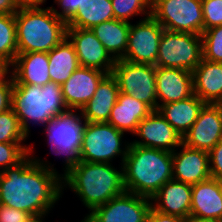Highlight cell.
<instances>
[{
    "mask_svg": "<svg viewBox=\"0 0 222 222\" xmlns=\"http://www.w3.org/2000/svg\"><path fill=\"white\" fill-rule=\"evenodd\" d=\"M29 155L14 167L0 172V204L27 212L48 215L62 198V177L49 161Z\"/></svg>",
    "mask_w": 222,
    "mask_h": 222,
    "instance_id": "cell-1",
    "label": "cell"
},
{
    "mask_svg": "<svg viewBox=\"0 0 222 222\" xmlns=\"http://www.w3.org/2000/svg\"><path fill=\"white\" fill-rule=\"evenodd\" d=\"M122 166L125 191L147 198L173 179L172 152L165 150L130 143Z\"/></svg>",
    "mask_w": 222,
    "mask_h": 222,
    "instance_id": "cell-2",
    "label": "cell"
},
{
    "mask_svg": "<svg viewBox=\"0 0 222 222\" xmlns=\"http://www.w3.org/2000/svg\"><path fill=\"white\" fill-rule=\"evenodd\" d=\"M66 188L80 198L90 213L125 192L123 166L118 170L111 163L81 161L62 177V191Z\"/></svg>",
    "mask_w": 222,
    "mask_h": 222,
    "instance_id": "cell-3",
    "label": "cell"
},
{
    "mask_svg": "<svg viewBox=\"0 0 222 222\" xmlns=\"http://www.w3.org/2000/svg\"><path fill=\"white\" fill-rule=\"evenodd\" d=\"M11 108L27 137L31 123L44 127L46 122L68 110L62 97V87L54 82L43 86L13 85Z\"/></svg>",
    "mask_w": 222,
    "mask_h": 222,
    "instance_id": "cell-4",
    "label": "cell"
},
{
    "mask_svg": "<svg viewBox=\"0 0 222 222\" xmlns=\"http://www.w3.org/2000/svg\"><path fill=\"white\" fill-rule=\"evenodd\" d=\"M15 20L18 54L48 53L67 37V23L50 7L19 9Z\"/></svg>",
    "mask_w": 222,
    "mask_h": 222,
    "instance_id": "cell-5",
    "label": "cell"
},
{
    "mask_svg": "<svg viewBox=\"0 0 222 222\" xmlns=\"http://www.w3.org/2000/svg\"><path fill=\"white\" fill-rule=\"evenodd\" d=\"M85 123L80 110L68 109L44 125L43 133L51 149L49 152L65 159L64 173H61V177L81 162L80 150Z\"/></svg>",
    "mask_w": 222,
    "mask_h": 222,
    "instance_id": "cell-6",
    "label": "cell"
},
{
    "mask_svg": "<svg viewBox=\"0 0 222 222\" xmlns=\"http://www.w3.org/2000/svg\"><path fill=\"white\" fill-rule=\"evenodd\" d=\"M124 132L107 122H86L82 135L80 160L91 163H111L127 155L130 141H123ZM124 143V145L122 144Z\"/></svg>",
    "mask_w": 222,
    "mask_h": 222,
    "instance_id": "cell-7",
    "label": "cell"
},
{
    "mask_svg": "<svg viewBox=\"0 0 222 222\" xmlns=\"http://www.w3.org/2000/svg\"><path fill=\"white\" fill-rule=\"evenodd\" d=\"M203 58L202 36L163 30L155 66L193 71Z\"/></svg>",
    "mask_w": 222,
    "mask_h": 222,
    "instance_id": "cell-8",
    "label": "cell"
},
{
    "mask_svg": "<svg viewBox=\"0 0 222 222\" xmlns=\"http://www.w3.org/2000/svg\"><path fill=\"white\" fill-rule=\"evenodd\" d=\"M151 16L165 30L198 35L204 31L201 0H152Z\"/></svg>",
    "mask_w": 222,
    "mask_h": 222,
    "instance_id": "cell-9",
    "label": "cell"
},
{
    "mask_svg": "<svg viewBox=\"0 0 222 222\" xmlns=\"http://www.w3.org/2000/svg\"><path fill=\"white\" fill-rule=\"evenodd\" d=\"M112 75L116 78L119 92L129 94L157 111L156 66L132 63L122 59L115 61Z\"/></svg>",
    "mask_w": 222,
    "mask_h": 222,
    "instance_id": "cell-10",
    "label": "cell"
},
{
    "mask_svg": "<svg viewBox=\"0 0 222 222\" xmlns=\"http://www.w3.org/2000/svg\"><path fill=\"white\" fill-rule=\"evenodd\" d=\"M151 199L124 192L87 213L82 222H146Z\"/></svg>",
    "mask_w": 222,
    "mask_h": 222,
    "instance_id": "cell-11",
    "label": "cell"
},
{
    "mask_svg": "<svg viewBox=\"0 0 222 222\" xmlns=\"http://www.w3.org/2000/svg\"><path fill=\"white\" fill-rule=\"evenodd\" d=\"M164 28L151 16L130 22L128 45L122 60L155 65Z\"/></svg>",
    "mask_w": 222,
    "mask_h": 222,
    "instance_id": "cell-12",
    "label": "cell"
},
{
    "mask_svg": "<svg viewBox=\"0 0 222 222\" xmlns=\"http://www.w3.org/2000/svg\"><path fill=\"white\" fill-rule=\"evenodd\" d=\"M222 139V104L206 103L182 137L188 147L209 152Z\"/></svg>",
    "mask_w": 222,
    "mask_h": 222,
    "instance_id": "cell-13",
    "label": "cell"
},
{
    "mask_svg": "<svg viewBox=\"0 0 222 222\" xmlns=\"http://www.w3.org/2000/svg\"><path fill=\"white\" fill-rule=\"evenodd\" d=\"M133 135L140 139L131 144L168 152H174L182 144V136L158 111H152L142 119Z\"/></svg>",
    "mask_w": 222,
    "mask_h": 222,
    "instance_id": "cell-14",
    "label": "cell"
},
{
    "mask_svg": "<svg viewBox=\"0 0 222 222\" xmlns=\"http://www.w3.org/2000/svg\"><path fill=\"white\" fill-rule=\"evenodd\" d=\"M67 38L75 48L80 66L112 74L116 60L90 29L67 28Z\"/></svg>",
    "mask_w": 222,
    "mask_h": 222,
    "instance_id": "cell-15",
    "label": "cell"
},
{
    "mask_svg": "<svg viewBox=\"0 0 222 222\" xmlns=\"http://www.w3.org/2000/svg\"><path fill=\"white\" fill-rule=\"evenodd\" d=\"M172 171L173 180L179 182L193 185L206 181L211 178L209 153L182 143L172 152Z\"/></svg>",
    "mask_w": 222,
    "mask_h": 222,
    "instance_id": "cell-16",
    "label": "cell"
},
{
    "mask_svg": "<svg viewBox=\"0 0 222 222\" xmlns=\"http://www.w3.org/2000/svg\"><path fill=\"white\" fill-rule=\"evenodd\" d=\"M106 75L107 73L92 68H77L61 86L66 107L81 110L92 99L98 84Z\"/></svg>",
    "mask_w": 222,
    "mask_h": 222,
    "instance_id": "cell-17",
    "label": "cell"
},
{
    "mask_svg": "<svg viewBox=\"0 0 222 222\" xmlns=\"http://www.w3.org/2000/svg\"><path fill=\"white\" fill-rule=\"evenodd\" d=\"M156 94L158 107L189 98L194 94L192 72L180 68L156 67Z\"/></svg>",
    "mask_w": 222,
    "mask_h": 222,
    "instance_id": "cell-18",
    "label": "cell"
},
{
    "mask_svg": "<svg viewBox=\"0 0 222 222\" xmlns=\"http://www.w3.org/2000/svg\"><path fill=\"white\" fill-rule=\"evenodd\" d=\"M190 215L222 222V181L210 178L192 185Z\"/></svg>",
    "mask_w": 222,
    "mask_h": 222,
    "instance_id": "cell-19",
    "label": "cell"
},
{
    "mask_svg": "<svg viewBox=\"0 0 222 222\" xmlns=\"http://www.w3.org/2000/svg\"><path fill=\"white\" fill-rule=\"evenodd\" d=\"M192 185L176 180L165 183L151 199V207L161 213L190 216Z\"/></svg>",
    "mask_w": 222,
    "mask_h": 222,
    "instance_id": "cell-20",
    "label": "cell"
},
{
    "mask_svg": "<svg viewBox=\"0 0 222 222\" xmlns=\"http://www.w3.org/2000/svg\"><path fill=\"white\" fill-rule=\"evenodd\" d=\"M13 85L43 86L51 82L47 52L17 54L11 65Z\"/></svg>",
    "mask_w": 222,
    "mask_h": 222,
    "instance_id": "cell-21",
    "label": "cell"
},
{
    "mask_svg": "<svg viewBox=\"0 0 222 222\" xmlns=\"http://www.w3.org/2000/svg\"><path fill=\"white\" fill-rule=\"evenodd\" d=\"M119 86L112 74H107L98 84L88 103L80 110L86 122H108L117 101Z\"/></svg>",
    "mask_w": 222,
    "mask_h": 222,
    "instance_id": "cell-22",
    "label": "cell"
},
{
    "mask_svg": "<svg viewBox=\"0 0 222 222\" xmlns=\"http://www.w3.org/2000/svg\"><path fill=\"white\" fill-rule=\"evenodd\" d=\"M193 93L205 103H222V63L202 58L192 71Z\"/></svg>",
    "mask_w": 222,
    "mask_h": 222,
    "instance_id": "cell-23",
    "label": "cell"
},
{
    "mask_svg": "<svg viewBox=\"0 0 222 222\" xmlns=\"http://www.w3.org/2000/svg\"><path fill=\"white\" fill-rule=\"evenodd\" d=\"M152 111L144 102L119 92L107 123L124 133L134 134L140 121Z\"/></svg>",
    "mask_w": 222,
    "mask_h": 222,
    "instance_id": "cell-24",
    "label": "cell"
},
{
    "mask_svg": "<svg viewBox=\"0 0 222 222\" xmlns=\"http://www.w3.org/2000/svg\"><path fill=\"white\" fill-rule=\"evenodd\" d=\"M206 103L195 94L181 101L160 105L157 111L183 137L197 120Z\"/></svg>",
    "mask_w": 222,
    "mask_h": 222,
    "instance_id": "cell-25",
    "label": "cell"
},
{
    "mask_svg": "<svg viewBox=\"0 0 222 222\" xmlns=\"http://www.w3.org/2000/svg\"><path fill=\"white\" fill-rule=\"evenodd\" d=\"M115 59H122L128 45L130 23L112 19L104 21L90 29Z\"/></svg>",
    "mask_w": 222,
    "mask_h": 222,
    "instance_id": "cell-26",
    "label": "cell"
},
{
    "mask_svg": "<svg viewBox=\"0 0 222 222\" xmlns=\"http://www.w3.org/2000/svg\"><path fill=\"white\" fill-rule=\"evenodd\" d=\"M48 60L51 82L61 86L80 67L75 48L67 37L48 52Z\"/></svg>",
    "mask_w": 222,
    "mask_h": 222,
    "instance_id": "cell-27",
    "label": "cell"
},
{
    "mask_svg": "<svg viewBox=\"0 0 222 222\" xmlns=\"http://www.w3.org/2000/svg\"><path fill=\"white\" fill-rule=\"evenodd\" d=\"M112 19L115 16L111 0H84L81 8L67 22V28L91 29Z\"/></svg>",
    "mask_w": 222,
    "mask_h": 222,
    "instance_id": "cell-28",
    "label": "cell"
},
{
    "mask_svg": "<svg viewBox=\"0 0 222 222\" xmlns=\"http://www.w3.org/2000/svg\"><path fill=\"white\" fill-rule=\"evenodd\" d=\"M17 54L15 15L0 14V58L12 65Z\"/></svg>",
    "mask_w": 222,
    "mask_h": 222,
    "instance_id": "cell-29",
    "label": "cell"
},
{
    "mask_svg": "<svg viewBox=\"0 0 222 222\" xmlns=\"http://www.w3.org/2000/svg\"><path fill=\"white\" fill-rule=\"evenodd\" d=\"M115 19L130 23V18L151 15L152 0H111ZM145 15V17H144Z\"/></svg>",
    "mask_w": 222,
    "mask_h": 222,
    "instance_id": "cell-30",
    "label": "cell"
},
{
    "mask_svg": "<svg viewBox=\"0 0 222 222\" xmlns=\"http://www.w3.org/2000/svg\"><path fill=\"white\" fill-rule=\"evenodd\" d=\"M28 139L11 108L0 113V143H24Z\"/></svg>",
    "mask_w": 222,
    "mask_h": 222,
    "instance_id": "cell-31",
    "label": "cell"
},
{
    "mask_svg": "<svg viewBox=\"0 0 222 222\" xmlns=\"http://www.w3.org/2000/svg\"><path fill=\"white\" fill-rule=\"evenodd\" d=\"M201 36L203 59L222 63V25L203 31Z\"/></svg>",
    "mask_w": 222,
    "mask_h": 222,
    "instance_id": "cell-32",
    "label": "cell"
},
{
    "mask_svg": "<svg viewBox=\"0 0 222 222\" xmlns=\"http://www.w3.org/2000/svg\"><path fill=\"white\" fill-rule=\"evenodd\" d=\"M0 143V172L14 167L29 155L30 144Z\"/></svg>",
    "mask_w": 222,
    "mask_h": 222,
    "instance_id": "cell-33",
    "label": "cell"
},
{
    "mask_svg": "<svg viewBox=\"0 0 222 222\" xmlns=\"http://www.w3.org/2000/svg\"><path fill=\"white\" fill-rule=\"evenodd\" d=\"M204 31L222 25V0H201Z\"/></svg>",
    "mask_w": 222,
    "mask_h": 222,
    "instance_id": "cell-34",
    "label": "cell"
},
{
    "mask_svg": "<svg viewBox=\"0 0 222 222\" xmlns=\"http://www.w3.org/2000/svg\"><path fill=\"white\" fill-rule=\"evenodd\" d=\"M84 0H54V3L61 9L59 12L55 7L50 6L52 12L64 22H68L81 8Z\"/></svg>",
    "mask_w": 222,
    "mask_h": 222,
    "instance_id": "cell-35",
    "label": "cell"
},
{
    "mask_svg": "<svg viewBox=\"0 0 222 222\" xmlns=\"http://www.w3.org/2000/svg\"><path fill=\"white\" fill-rule=\"evenodd\" d=\"M208 153L211 178L222 181V139Z\"/></svg>",
    "mask_w": 222,
    "mask_h": 222,
    "instance_id": "cell-36",
    "label": "cell"
},
{
    "mask_svg": "<svg viewBox=\"0 0 222 222\" xmlns=\"http://www.w3.org/2000/svg\"><path fill=\"white\" fill-rule=\"evenodd\" d=\"M13 76H9L0 80V113L11 109L12 103Z\"/></svg>",
    "mask_w": 222,
    "mask_h": 222,
    "instance_id": "cell-37",
    "label": "cell"
},
{
    "mask_svg": "<svg viewBox=\"0 0 222 222\" xmlns=\"http://www.w3.org/2000/svg\"><path fill=\"white\" fill-rule=\"evenodd\" d=\"M29 216L27 212L0 204V222H24Z\"/></svg>",
    "mask_w": 222,
    "mask_h": 222,
    "instance_id": "cell-38",
    "label": "cell"
},
{
    "mask_svg": "<svg viewBox=\"0 0 222 222\" xmlns=\"http://www.w3.org/2000/svg\"><path fill=\"white\" fill-rule=\"evenodd\" d=\"M146 222H183V218L161 213L151 207Z\"/></svg>",
    "mask_w": 222,
    "mask_h": 222,
    "instance_id": "cell-39",
    "label": "cell"
},
{
    "mask_svg": "<svg viewBox=\"0 0 222 222\" xmlns=\"http://www.w3.org/2000/svg\"><path fill=\"white\" fill-rule=\"evenodd\" d=\"M18 10L16 0H0V14L15 15Z\"/></svg>",
    "mask_w": 222,
    "mask_h": 222,
    "instance_id": "cell-40",
    "label": "cell"
},
{
    "mask_svg": "<svg viewBox=\"0 0 222 222\" xmlns=\"http://www.w3.org/2000/svg\"><path fill=\"white\" fill-rule=\"evenodd\" d=\"M47 0H16L19 9L42 8Z\"/></svg>",
    "mask_w": 222,
    "mask_h": 222,
    "instance_id": "cell-41",
    "label": "cell"
},
{
    "mask_svg": "<svg viewBox=\"0 0 222 222\" xmlns=\"http://www.w3.org/2000/svg\"><path fill=\"white\" fill-rule=\"evenodd\" d=\"M11 65L4 59L0 58V80L6 79L11 74Z\"/></svg>",
    "mask_w": 222,
    "mask_h": 222,
    "instance_id": "cell-42",
    "label": "cell"
},
{
    "mask_svg": "<svg viewBox=\"0 0 222 222\" xmlns=\"http://www.w3.org/2000/svg\"><path fill=\"white\" fill-rule=\"evenodd\" d=\"M183 222H217L211 219H201L194 216H187L183 219Z\"/></svg>",
    "mask_w": 222,
    "mask_h": 222,
    "instance_id": "cell-43",
    "label": "cell"
},
{
    "mask_svg": "<svg viewBox=\"0 0 222 222\" xmlns=\"http://www.w3.org/2000/svg\"><path fill=\"white\" fill-rule=\"evenodd\" d=\"M47 215H30L24 222H45L44 218Z\"/></svg>",
    "mask_w": 222,
    "mask_h": 222,
    "instance_id": "cell-44",
    "label": "cell"
}]
</instances>
